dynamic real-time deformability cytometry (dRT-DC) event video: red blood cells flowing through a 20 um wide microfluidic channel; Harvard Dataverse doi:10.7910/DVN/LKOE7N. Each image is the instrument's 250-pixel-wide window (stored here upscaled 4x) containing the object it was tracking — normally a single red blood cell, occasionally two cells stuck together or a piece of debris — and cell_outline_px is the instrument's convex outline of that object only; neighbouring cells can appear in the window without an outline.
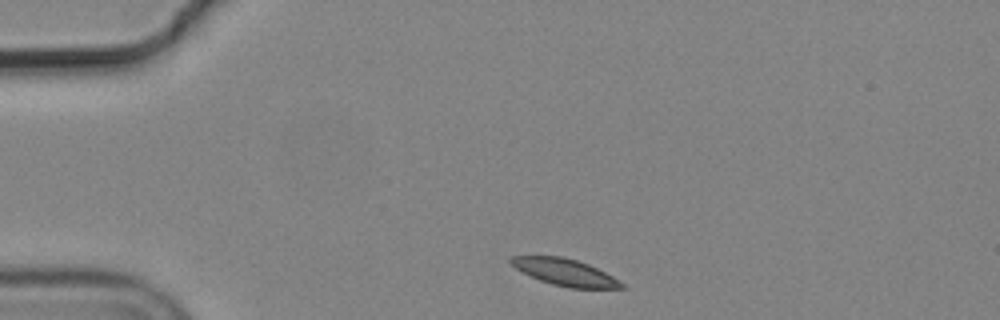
{"species": "common noctule bat (a hibernating species)", "species_latin": "Nyctalus noctula", "temperature_condition": "cold", "stored_images_in_passage": 10, "camera_frame_rate_fps": 3000, "um_per_image_px": 0.085, "animal": {"sex": "male", "body_mass_g": 19.2, "forearm_length_mm": 51.8}, "frame": {"image": 1, "passage_image": 1, "time_ms": 0.0, "image_size_px": [1000, 320], "cell_outline_px": [[628, 288], [568, 288], [552, 284], [540, 280], [516, 268], [508, 260], [512, 256], [560, 256], [576, 260], [588, 264], [612, 276], [624, 284]], "centroid_in_image_um": [48.04, 23.14], "position_along_channel_um": 37.0, "area_um2": 16.99}}
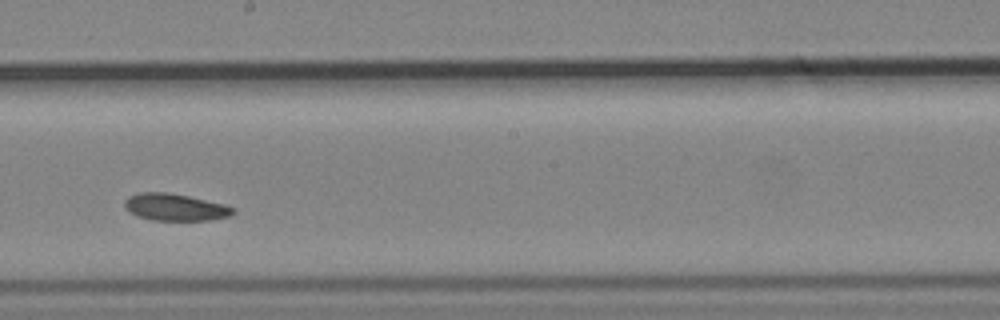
{"frame": {"image": 2, "passage_image": 6, "time_ms": 1.667, "image_size_px": [1000, 320], "cell_outline_px": [[236, 212], [228, 216], [212, 220], [152, 220], [136, 216], [128, 212], [124, 208], [124, 200], [128, 196], [140, 192], [168, 192], [188, 196], [224, 204], [236, 208]], "centroid_in_image_um": [14.85, 17.61], "position_along_channel_um": 233.3, "area_um2": 17.28}}
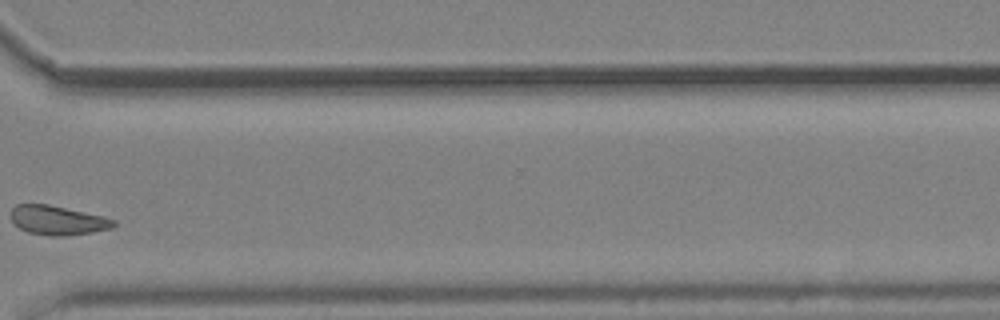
{"frame": {"image": 3, "passage_image": 9, "time_ms": 2.667, "image_size_px": [1000, 320], "cell_outline_px": [[116, 224], [112, 228], [92, 232], [68, 236], [52, 236], [28, 232], [20, 228], [12, 220], [12, 208], [16, 204], [48, 204], [104, 216], [116, 220]], "centroid_in_image_um": [4.94, 18.72], "position_along_channel_um": 365.7, "area_um2": 17.46}}